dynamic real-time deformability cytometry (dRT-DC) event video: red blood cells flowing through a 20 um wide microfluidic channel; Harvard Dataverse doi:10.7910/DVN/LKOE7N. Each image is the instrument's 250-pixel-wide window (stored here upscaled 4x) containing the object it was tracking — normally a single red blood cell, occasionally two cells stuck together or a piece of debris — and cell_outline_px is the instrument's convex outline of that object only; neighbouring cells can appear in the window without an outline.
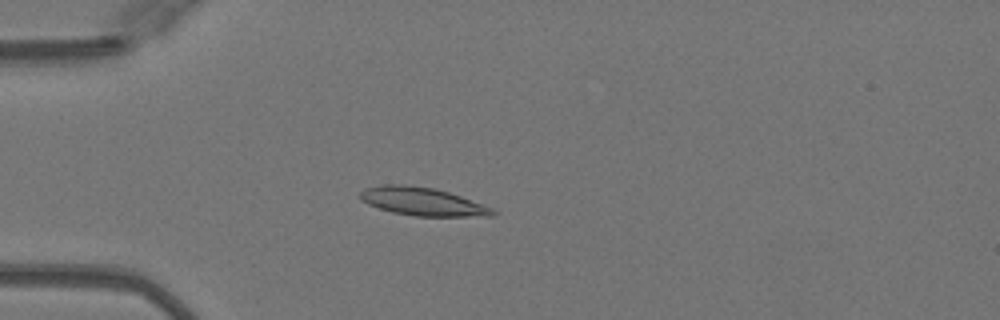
{"species": "Egyptian fruit bat (a non-hibernating species)", "species_latin": "Rousettus aegyptiacus", "temperature_condition": "warm", "stored_images_in_passage": 49, "camera_frame_rate_fps": 3000, "um_per_image_px": 0.085, "animal": {"sex": "female"}, "frame": {"image": 1, "passage_image": 13, "time_ms": 4.0, "image_size_px": [1000, 320], "cell_outline_px": [[496, 212], [492, 216], [416, 216], [392, 212], [368, 204], [360, 200], [360, 192], [364, 188], [384, 184], [404, 184], [432, 188], [448, 192], [460, 196], [492, 208]], "centroid_in_image_um": [35.86, 17.12], "position_along_channel_um": 49.1, "area_um2": 21.5}}
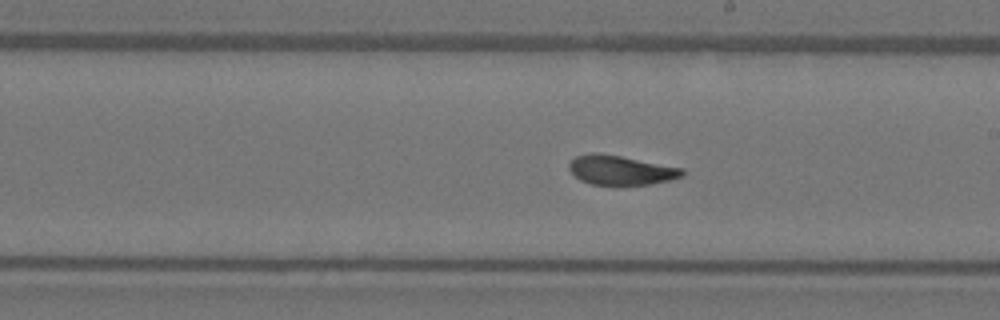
{"frame": {"image": 2, "passage_image": 28, "time_ms": 9.0, "image_size_px": [1000, 320], "cell_outline_px": [[684, 176], [652, 184], [592, 184], [580, 180], [568, 168], [568, 164], [576, 156], [592, 152], [600, 152], [684, 168]], "centroid_in_image_um": [52.77, 14.44], "position_along_channel_um": 236.2, "area_um2": 19.31}}
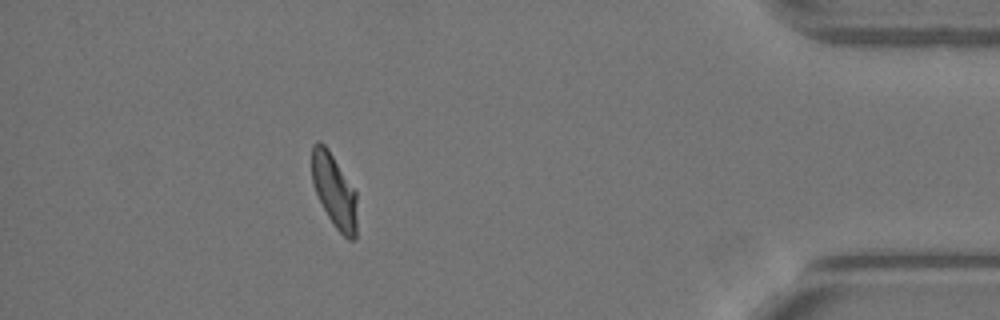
{"frame": {"image": 3, "passage_image": 44, "time_ms": 14.333, "image_size_px": [1000, 320], "cell_outline_px": [[356, 240], [348, 240], [332, 224], [312, 184], [312, 144], [316, 140], [320, 140], [328, 148], [356, 192]], "centroid_in_image_um": [28.4, 16.2], "position_along_channel_um": 406.8, "area_um2": 19.31}, "authors_computed_cell_mechanics": {"area_um2": 20.1722, "velocity_mm_per_s": 4.0752, "shape_relaxation_time_tau1_ms": 6.1593, "shape_relaxation_time_tau2_ms": 0.532, "deformation_change_tau1": 0.1955, "deformation_change_tau2": 0.0577}}